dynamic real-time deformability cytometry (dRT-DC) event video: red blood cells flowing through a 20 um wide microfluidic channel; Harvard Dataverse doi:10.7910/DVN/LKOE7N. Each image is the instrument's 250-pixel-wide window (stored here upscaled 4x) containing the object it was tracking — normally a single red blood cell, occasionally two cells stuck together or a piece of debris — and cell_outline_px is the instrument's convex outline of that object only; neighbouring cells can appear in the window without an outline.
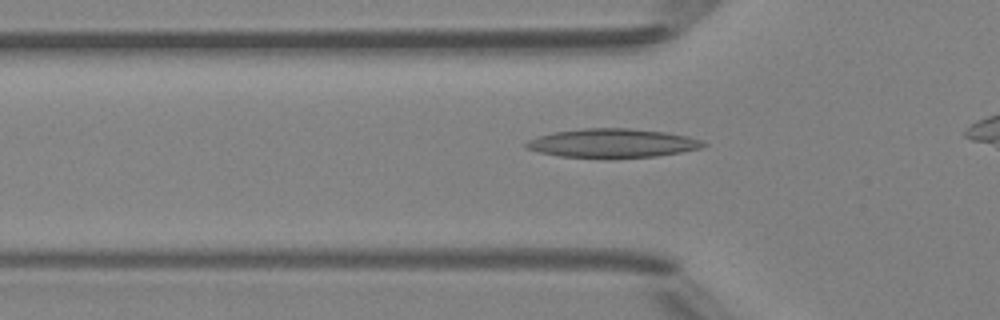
{"species": "Egyptian fruit bat (a non-hibernating species)", "species_latin": "Rousettus aegyptiacus", "temperature_condition": "room temperature", "stored_images_in_passage": 31, "camera_frame_rate_fps": 3000, "um_per_image_px": 0.085, "animal": {"sex": "female"}, "frame": {"image": 1, "passage_image": 2, "time_ms": 0.333, "image_size_px": [1000, 320], "cell_outline_px": [[708, 144], [700, 148], [680, 152], [656, 156], [612, 160], [608, 160], [560, 156], [540, 152], [524, 148], [524, 144], [528, 140], [540, 136], [556, 132], [584, 128], [628, 128], [664, 132], [688, 136], [700, 140]], "centroid_in_image_um": [52.04, 12.2], "position_along_channel_um": 73.8, "area_um2": 30.29}}
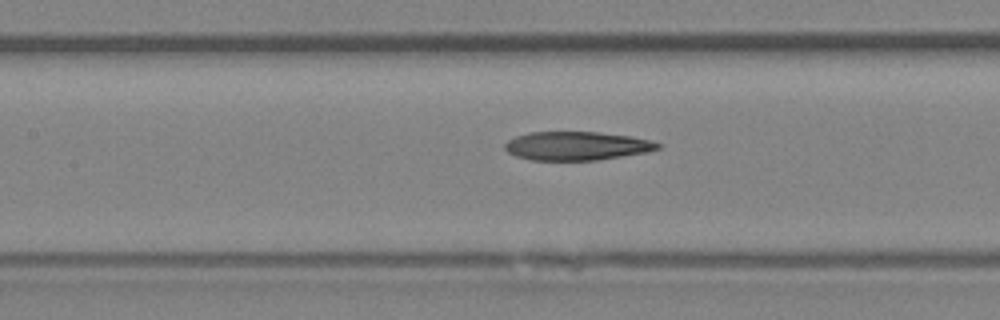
{"frame": {"image": 2, "passage_image": 8, "time_ms": 2.333, "image_size_px": [1000, 320], "cell_outline_px": [[660, 148], [648, 152], [596, 160], [532, 160], [516, 156], [508, 152], [504, 148], [504, 144], [508, 140], [516, 136], [528, 132], [600, 132], [632, 136], [648, 140], [660, 144]], "centroid_in_image_um": [49.0, 12.4], "position_along_channel_um": 158.4, "area_um2": 25.49}}
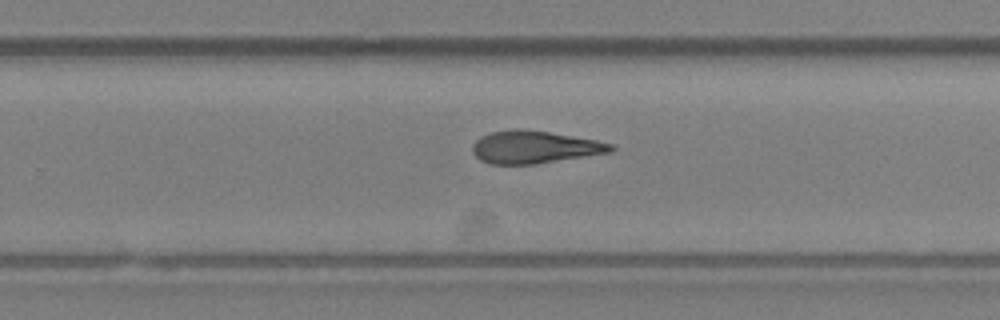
{"frame": {"image": 3, "passage_image": 17, "time_ms": 5.333, "image_size_px": [1000, 320], "cell_outline_px": [[616, 148], [612, 152], [536, 164], [492, 164], [480, 160], [472, 152], [472, 144], [476, 140], [492, 132], [548, 132], [596, 140], [612, 144]], "centroid_in_image_um": [45.48, 12.56], "position_along_channel_um": 284.3, "area_um2": 25.26}}